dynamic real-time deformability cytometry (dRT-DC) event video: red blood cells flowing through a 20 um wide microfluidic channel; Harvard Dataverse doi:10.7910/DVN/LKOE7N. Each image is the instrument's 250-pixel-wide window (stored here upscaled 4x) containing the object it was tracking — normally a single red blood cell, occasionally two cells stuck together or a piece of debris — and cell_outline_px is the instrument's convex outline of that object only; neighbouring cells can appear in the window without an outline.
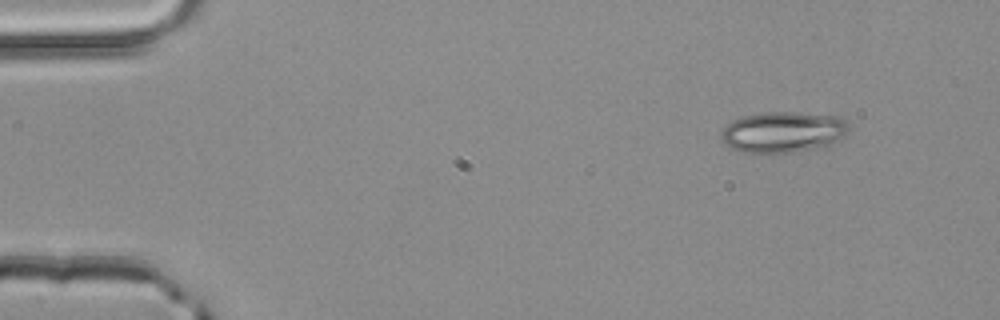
{"species": "common noctule bat (a hibernating species)", "species_latin": "Nyctalus noctula", "temperature_condition": "room temperature", "stored_images_in_passage": 47, "camera_frame_rate_fps": 3000, "um_per_image_px": 0.085, "animal": {"sex": "male", "body_mass_g": 20.4}, "frame": {"image": 1, "passage_image": 1, "time_ms": 0.0, "image_size_px": [1000, 320], "cell_outline_px": [[848, 132], [844, 136], [832, 144], [816, 148], [792, 152], [740, 152], [724, 144], [720, 140], [720, 132], [732, 120], [744, 116], [764, 112], [796, 112], [840, 116], [848, 124]], "centroid_in_image_um": [66.55, 11.21], "position_along_channel_um": 18.4, "area_um2": 30.52}}
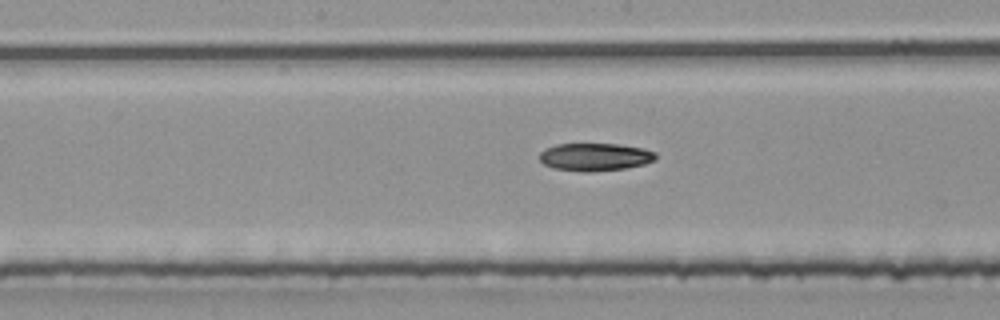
{"frame": {"image": 2, "passage_image": 22, "time_ms": 7.0, "image_size_px": [1000, 320], "cell_outline_px": [[656, 160], [644, 164], [624, 168], [588, 172], [580, 172], [552, 168], [544, 164], [540, 160], [540, 152], [544, 148], [556, 144], [620, 144], [644, 148], [656, 152]], "centroid_in_image_um": [50.57, 13.34], "position_along_channel_um": 197.6, "area_um2": 18.96}}
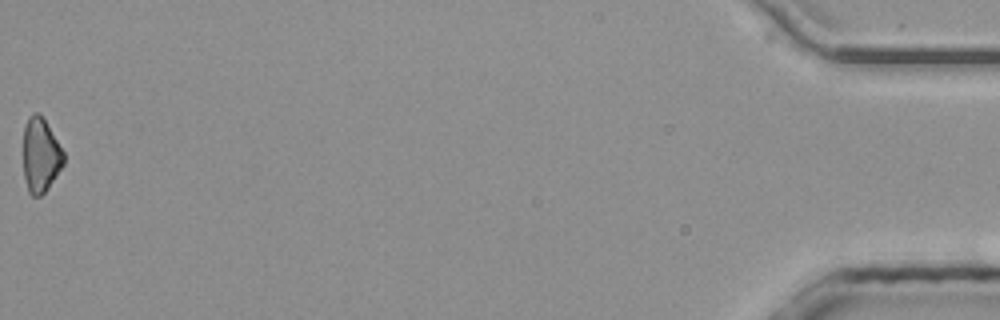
{"frame": {"image": 3, "passage_image": 47, "time_ms": 15.333, "image_size_px": [1000, 320], "cell_outline_px": [[64, 164], [48, 188], [40, 196], [32, 196], [28, 192], [24, 176], [24, 124], [28, 116], [32, 112], [40, 112], [64, 152]], "centroid_in_image_um": [3.44, 13.17], "position_along_channel_um": 431.8, "area_um2": 17.57}, "authors_computed_cell_mechanics": {"area_um2": 19.3052, "velocity_mm_per_s": 4.0783, "shape_relaxation_time_tau1_ms": 8.4872, "shape_relaxation_time_tau2_ms": null, "deformation_change_tau1": 0.1961, "deformation_change_tau2": null}}